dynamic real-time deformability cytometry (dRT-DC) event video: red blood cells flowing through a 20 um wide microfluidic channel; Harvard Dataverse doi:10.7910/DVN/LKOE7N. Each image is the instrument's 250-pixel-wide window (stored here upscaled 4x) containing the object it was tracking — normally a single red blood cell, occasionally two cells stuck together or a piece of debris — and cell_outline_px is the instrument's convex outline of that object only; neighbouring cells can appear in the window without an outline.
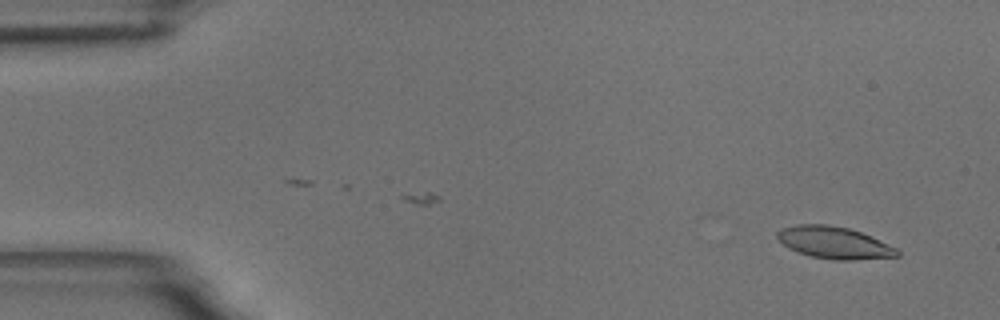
{"species": "common noctule bat (a hibernating species)", "species_latin": "Nyctalus noctula", "temperature_condition": "room temperature", "stored_images_in_passage": 3, "camera_frame_rate_fps": 3000, "um_per_image_px": 0.085, "animal": {"sex": "male", "body_mass_g": 18.8}, "frame": {"image": 1, "passage_image": 3, "time_ms": 2.333, "image_size_px": [1000, 320], "cell_outline_px": [[900, 256], [852, 260], [836, 260], [812, 256], [788, 248], [776, 236], [776, 232], [780, 228], [796, 224], [828, 224], [848, 228], [872, 236], [896, 248], [900, 252]], "centroid_in_image_um": [70.9, 20.61], "position_along_channel_um": 14.1, "area_um2": 22.31}}